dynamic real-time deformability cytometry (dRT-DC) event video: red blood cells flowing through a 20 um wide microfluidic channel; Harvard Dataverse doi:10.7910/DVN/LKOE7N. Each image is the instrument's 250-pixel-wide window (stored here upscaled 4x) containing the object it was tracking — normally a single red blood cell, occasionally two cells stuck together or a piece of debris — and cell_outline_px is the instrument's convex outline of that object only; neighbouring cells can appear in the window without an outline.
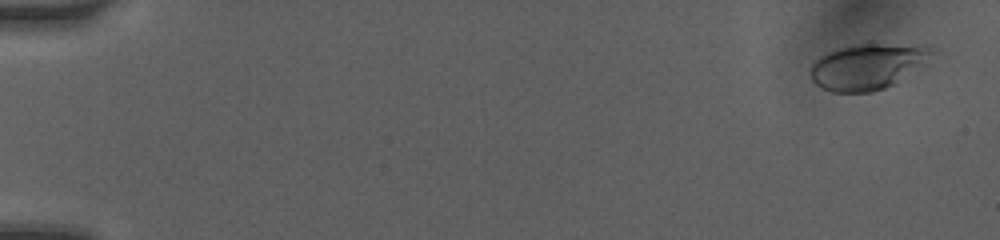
{"species": "human", "species_latin": "Homo sapiens", "temperature_condition": "room temperature", "stored_images_in_passage": 10, "camera_frame_rate_fps": 3000, "um_per_image_px": 0.085, "donor": {"sex": "female"}, "frame": {"image": 1, "passage_image": 1, "time_ms": 0.0, "image_size_px": [1000, 240], "cell_outline_px": [[936, 48], [932, 52], [892, 84], [884, 88], [868, 92], [832, 92], [820, 88], [812, 80], [808, 68], [820, 56], [828, 52], [840, 48], [860, 44], [928, 44]], "centroid_in_image_um": [73.62, 5.63], "position_along_channel_um": 11.4, "area_um2": 31.44}}
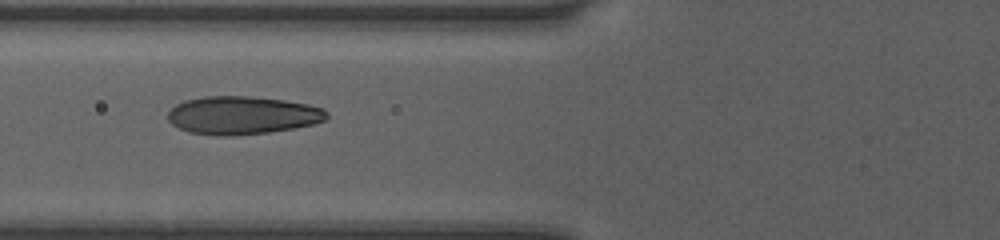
{"frame": {"image": 2, "passage_image": 7, "time_ms": 6.333, "image_size_px": [1000, 240], "cell_outline_px": [[328, 116], [324, 120], [312, 124], [292, 128], [268, 132], [224, 136], [188, 132], [172, 124], [168, 120], [168, 112], [176, 104], [184, 100], [204, 96], [248, 96], [284, 100], [308, 104], [324, 108], [328, 112]], "centroid_in_image_um": [20.59, 9.78], "position_along_channel_um": 105.2, "area_um2": 35.08}}
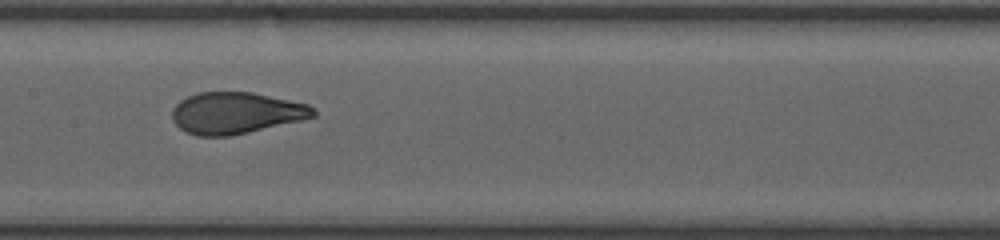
{"frame": {"image": 3, "passage_image": 9, "time_ms": 8.333, "image_size_px": [1000, 240], "cell_outline_px": [[316, 116], [300, 120], [248, 132], [228, 136], [200, 136], [188, 132], [180, 128], [172, 120], [172, 108], [180, 100], [196, 92], [252, 92], [308, 104], [316, 108]], "centroid_in_image_um": [20.04, 9.59], "position_along_channel_um": 187.4, "area_um2": 34.04}}